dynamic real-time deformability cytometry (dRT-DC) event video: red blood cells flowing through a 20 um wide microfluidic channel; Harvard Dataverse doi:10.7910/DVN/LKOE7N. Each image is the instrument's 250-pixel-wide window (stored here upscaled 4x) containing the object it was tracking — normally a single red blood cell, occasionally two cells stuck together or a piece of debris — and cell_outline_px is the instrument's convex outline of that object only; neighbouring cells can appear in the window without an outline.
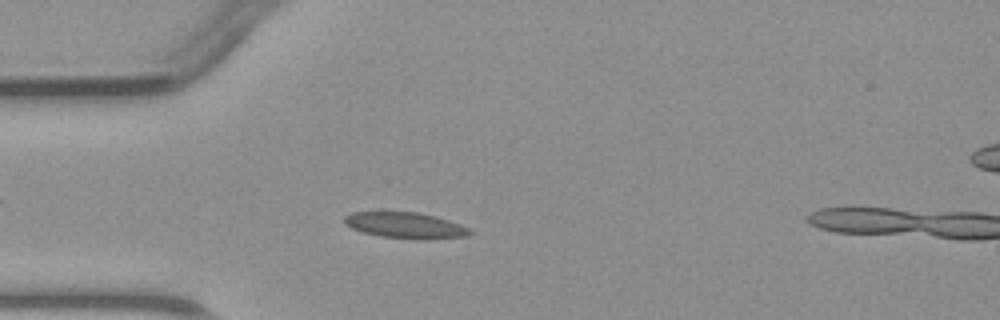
{"species": "common noctule bat (a hibernating species)", "species_latin": "Nyctalus noctula", "temperature_condition": "warm", "stored_images_in_passage": 4, "camera_frame_rate_fps": 3000, "um_per_image_px": 0.085, "animal": {"sex": "male", "body_mass_g": 23.1, "forearm_length_mm": 52.7}, "frame": {"image": 1, "passage_image": 3, "time_ms": 2.333, "image_size_px": [1000, 320], "cell_outline_px": [[472, 232], [468, 236], [432, 240], [420, 240], [380, 236], [364, 232], [352, 228], [344, 224], [344, 216], [352, 212], [420, 212], [436, 216], [460, 224], [468, 228]], "centroid_in_image_um": [34.49, 19.16], "position_along_channel_um": 50.5, "area_um2": 19.19}}